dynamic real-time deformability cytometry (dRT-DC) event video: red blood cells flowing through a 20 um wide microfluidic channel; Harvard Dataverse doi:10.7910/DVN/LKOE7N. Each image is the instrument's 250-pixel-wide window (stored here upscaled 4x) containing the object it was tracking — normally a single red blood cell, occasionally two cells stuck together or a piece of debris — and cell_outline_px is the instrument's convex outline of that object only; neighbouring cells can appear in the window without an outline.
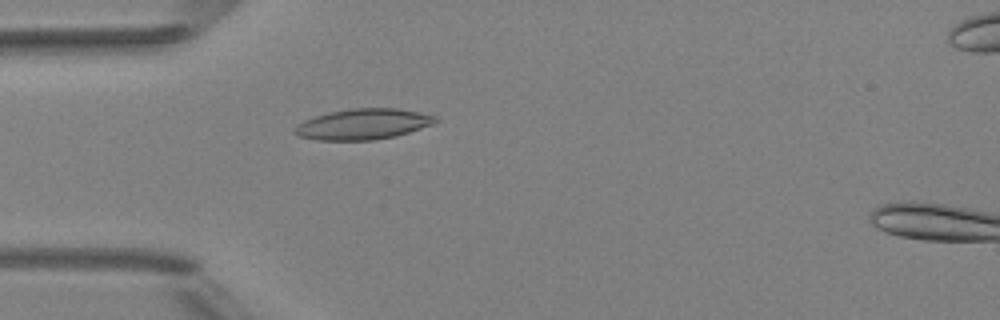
{"species": "Egyptian fruit bat (a non-hibernating species)", "species_latin": "Rousettus aegyptiacus", "temperature_condition": "room temperature", "stored_images_in_passage": 3, "camera_frame_rate_fps": 3000, "um_per_image_px": 0.085, "animal": {"sex": "female"}, "frame": {"image": 1, "passage_image": 2, "time_ms": 1.0, "image_size_px": [1000, 320], "cell_outline_px": [[440, 120], [432, 124], [396, 136], [372, 140], [316, 140], [300, 136], [292, 132], [292, 128], [296, 124], [304, 120], [328, 112], [352, 108], [396, 108], [420, 112], [436, 116]], "centroid_in_image_um": [30.83, 10.55], "position_along_channel_um": 54.2, "area_um2": 25.26}}